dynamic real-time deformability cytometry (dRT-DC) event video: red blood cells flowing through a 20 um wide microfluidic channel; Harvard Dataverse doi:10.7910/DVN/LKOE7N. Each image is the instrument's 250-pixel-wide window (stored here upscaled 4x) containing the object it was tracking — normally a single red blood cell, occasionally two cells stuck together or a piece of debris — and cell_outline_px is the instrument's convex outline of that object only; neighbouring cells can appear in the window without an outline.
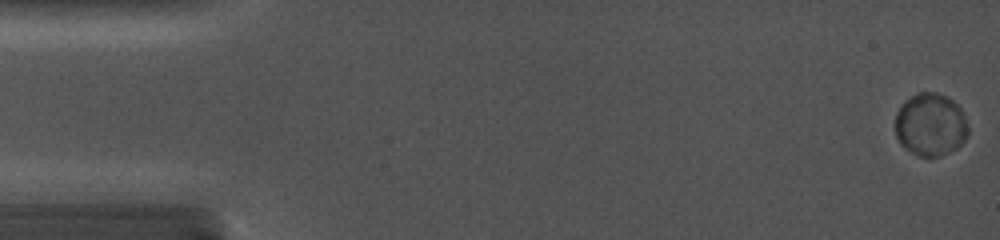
{"species": "common noctule bat (a hibernating species)", "species_latin": "Nyctalus noctula", "temperature_condition": "cold", "stored_images_in_passage": 46, "camera_frame_rate_fps": 5000, "um_per_image_px": 0.085, "animal": {"sex": "female", "body_mass_g": 19.0, "forearm_length_mm": 56.7}, "frame": {"image": 1, "passage_image": 1, "time_ms": 0.0, "image_size_px": [1000, 240], "cell_outline_px": [[968, 132], [964, 140], [956, 148], [940, 156], [920, 156], [912, 152], [900, 144], [896, 136], [896, 112], [900, 104], [904, 100], [920, 92], [936, 92], [952, 100], [960, 108], [964, 116], [968, 128]], "centroid_in_image_um": [79.07, 10.58], "position_along_channel_um": 5.9, "area_um2": 26.47}}
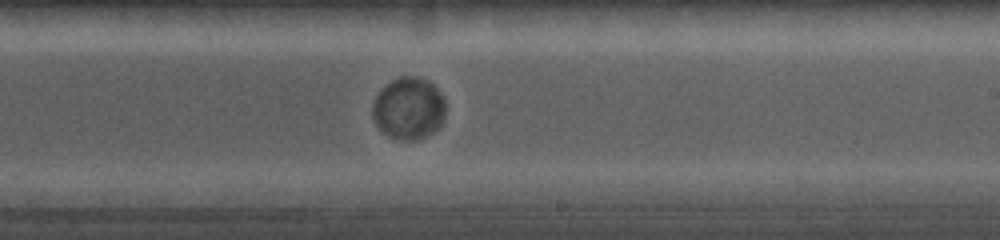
{"frame": {"image": 2, "passage_image": 29, "time_ms": 10.0, "image_size_px": [1000, 240], "cell_outline_px": [[444, 116], [440, 128], [416, 140], [400, 140], [388, 136], [376, 124], [372, 116], [372, 104], [376, 96], [392, 80], [400, 76], [416, 76], [428, 80], [444, 96]], "centroid_in_image_um": [34.75, 9.21], "position_along_channel_um": 254.3, "area_um2": 26.36}}
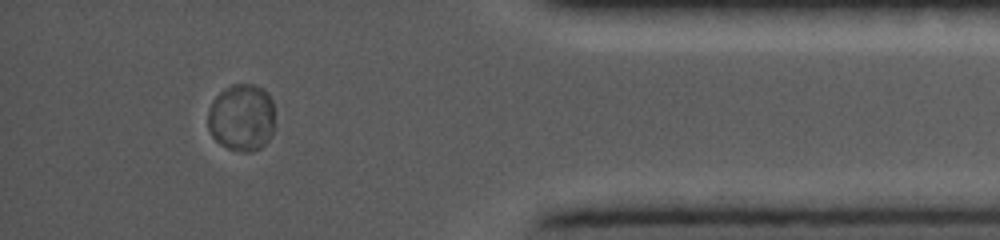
{"frame": {"image": 3, "passage_image": 42, "time_ms": 14.6, "image_size_px": [1000, 240], "cell_outline_px": [[272, 132], [268, 140], [260, 148], [252, 152], [240, 152], [228, 148], [220, 144], [212, 136], [208, 128], [208, 112], [212, 100], [224, 88], [232, 84], [256, 84], [264, 88], [268, 92], [272, 100]], "centroid_in_image_um": [20.52, 9.97], "position_along_channel_um": 414.7, "area_um2": 26.36}}